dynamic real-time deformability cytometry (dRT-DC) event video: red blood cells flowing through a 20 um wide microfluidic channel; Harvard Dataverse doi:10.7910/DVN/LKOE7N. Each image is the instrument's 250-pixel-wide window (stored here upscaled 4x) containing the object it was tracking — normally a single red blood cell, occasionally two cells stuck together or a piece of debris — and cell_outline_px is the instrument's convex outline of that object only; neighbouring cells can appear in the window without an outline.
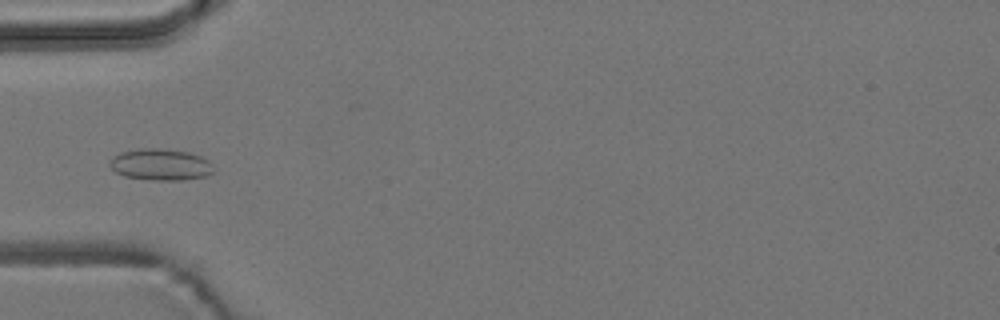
{"species": "common noctule bat (a hibernating species)", "species_latin": "Nyctalus noctula", "temperature_condition": "room temperature", "stored_images_in_passage": 6, "camera_frame_rate_fps": 3000, "um_per_image_px": 0.085, "animal": {"sex": "male", "body_mass_g": 19.2, "forearm_length_mm": 51.8}, "frame": {"image": 1, "passage_image": 4, "time_ms": 3.333, "image_size_px": [1000, 320], "cell_outline_px": [[212, 172], [208, 176], [184, 180], [156, 180], [124, 176], [116, 172], [108, 164], [112, 156], [120, 152], [140, 148], [156, 148], [188, 152], [200, 156], [208, 160], [212, 164]], "centroid_in_image_um": [13.63, 13.99], "position_along_channel_um": 71.4, "area_um2": 19.07}}
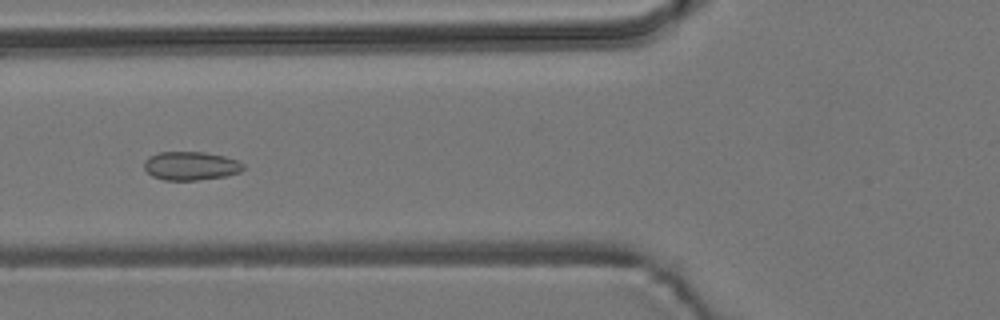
{"frame": {"image": 2, "passage_image": 5, "time_ms": 4.333, "image_size_px": [1000, 320], "cell_outline_px": [[244, 168], [240, 172], [224, 176], [196, 180], [164, 180], [152, 176], [144, 168], [144, 160], [148, 156], [156, 152], [204, 152], [224, 156], [236, 160], [244, 164]], "centroid_in_image_um": [16.18, 14.09], "position_along_channel_um": 109.6, "area_um2": 16.53}}
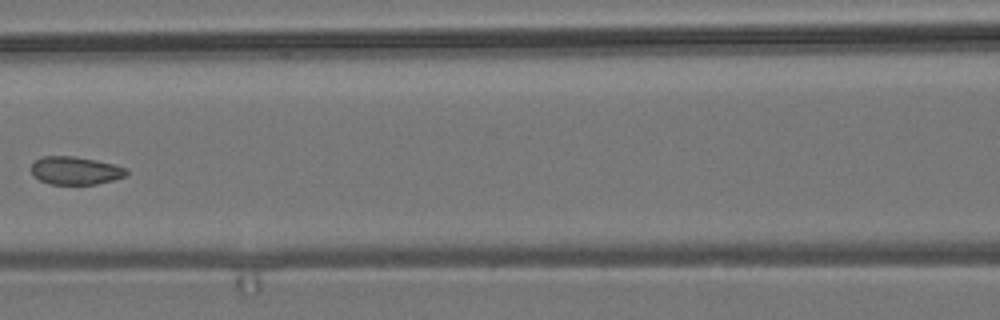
{"frame": {"image": 3, "passage_image": 6, "time_ms": 5.667, "image_size_px": [1000, 320], "cell_outline_px": [[128, 172], [124, 176], [112, 180], [96, 184], [52, 184], [40, 180], [32, 172], [32, 164], [36, 160], [44, 156], [72, 156], [96, 160], [112, 164], [124, 168]], "centroid_in_image_um": [6.4, 14.49], "position_along_channel_um": 160.2, "area_um2": 15.14}}